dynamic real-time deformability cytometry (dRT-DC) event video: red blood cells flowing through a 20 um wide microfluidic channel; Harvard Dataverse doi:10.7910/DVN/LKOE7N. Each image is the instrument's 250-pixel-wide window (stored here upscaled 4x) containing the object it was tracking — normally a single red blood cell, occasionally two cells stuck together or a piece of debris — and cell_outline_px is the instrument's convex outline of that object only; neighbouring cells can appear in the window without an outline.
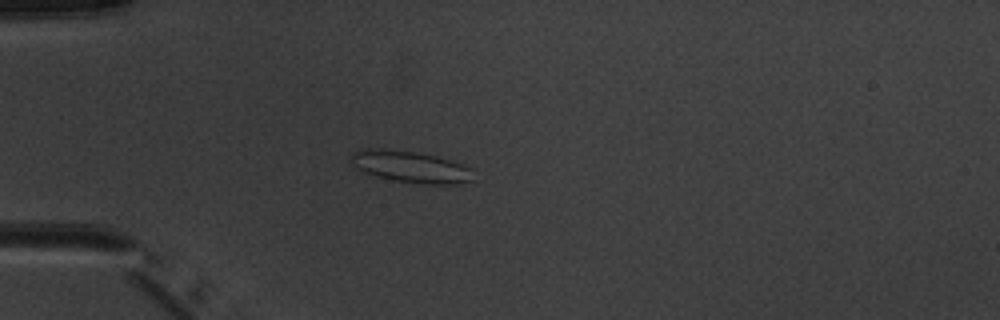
{"species": "common noctule bat (a hibernating species)", "species_latin": "Nyctalus noctula", "temperature_condition": "warm", "stored_images_in_passage": 5, "camera_frame_rate_fps": 3000, "um_per_image_px": 0.085, "animal": {"sex": "male", "body_mass_g": 20.1, "forearm_length_mm": 53.5}, "frame": {"image": 1, "passage_image": 4, "time_ms": 3.667, "image_size_px": [1000, 320], "cell_outline_px": [[472, 180], [460, 184], [424, 184], [396, 180], [376, 176], [364, 172], [356, 168], [348, 160], [352, 152], [360, 148], [384, 148], [412, 152], [436, 156], [452, 160], [464, 164], [468, 168]], "centroid_in_image_um": [34.82, 14.16], "position_along_channel_um": 50.2, "area_um2": 22.54}}